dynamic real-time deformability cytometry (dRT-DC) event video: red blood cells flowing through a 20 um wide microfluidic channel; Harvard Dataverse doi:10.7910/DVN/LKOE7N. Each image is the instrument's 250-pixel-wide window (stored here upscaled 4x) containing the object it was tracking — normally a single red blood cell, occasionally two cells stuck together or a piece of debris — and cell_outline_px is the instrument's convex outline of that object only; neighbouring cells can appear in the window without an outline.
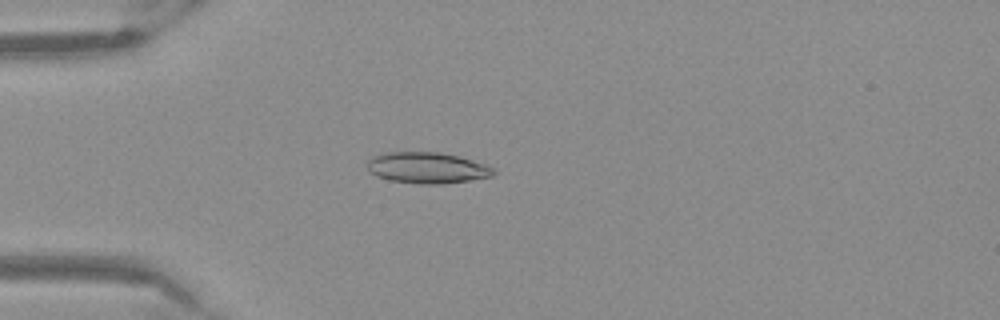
{"species": "Egyptian fruit bat (a non-hibernating species)", "species_latin": "Rousettus aegyptiacus", "temperature_condition": "warm", "stored_images_in_passage": 47, "camera_frame_rate_fps": 3000, "um_per_image_px": 0.085, "frame": {"image": 1, "passage_image": 15, "time_ms": 4.667, "image_size_px": [1000, 320], "cell_outline_px": [[496, 172], [492, 176], [468, 180], [440, 184], [420, 184], [392, 180], [376, 176], [368, 172], [368, 160], [372, 156], [388, 152], [440, 152], [460, 156], [484, 164], [492, 168]], "centroid_in_image_um": [36.28, 14.25], "position_along_channel_um": 48.7, "area_um2": 22.77}}
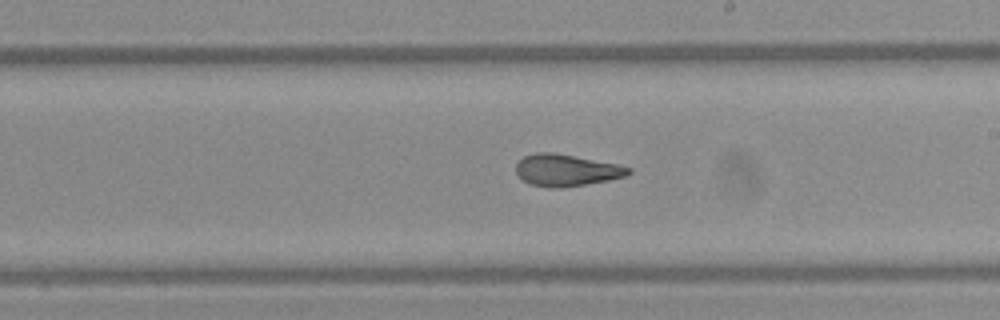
{"frame": {"image": 2, "passage_image": 31, "time_ms": 10.0, "image_size_px": [1000, 320], "cell_outline_px": [[632, 172], [624, 176], [608, 180], [560, 188], [548, 188], [532, 184], [524, 180], [516, 172], [516, 164], [524, 156], [536, 152], [552, 152], [616, 164], [632, 168]], "centroid_in_image_um": [48.12, 14.46], "position_along_channel_um": 240.9, "area_um2": 20.52}}
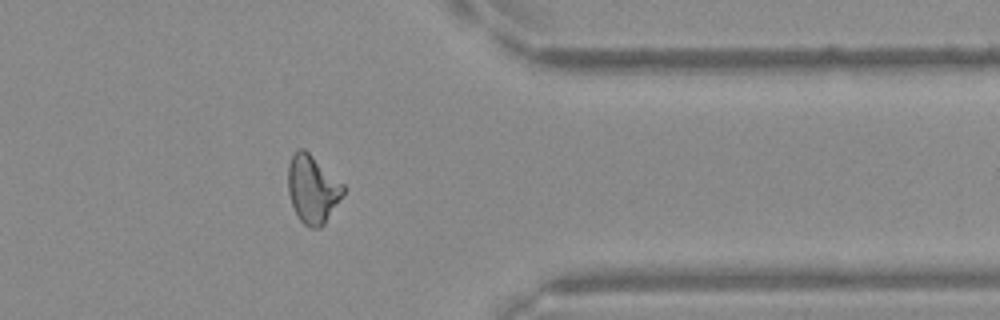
{"frame": {"image": 3, "passage_image": 43, "time_ms": 14.0, "image_size_px": [1000, 320], "cell_outline_px": [[344, 192], [324, 224], [320, 228], [308, 228], [300, 220], [292, 204], [288, 192], [288, 164], [292, 156], [300, 148], [304, 148], [344, 184]], "centroid_in_image_um": [26.56, 16.07], "position_along_channel_um": 384.8, "area_um2": 21.62}}